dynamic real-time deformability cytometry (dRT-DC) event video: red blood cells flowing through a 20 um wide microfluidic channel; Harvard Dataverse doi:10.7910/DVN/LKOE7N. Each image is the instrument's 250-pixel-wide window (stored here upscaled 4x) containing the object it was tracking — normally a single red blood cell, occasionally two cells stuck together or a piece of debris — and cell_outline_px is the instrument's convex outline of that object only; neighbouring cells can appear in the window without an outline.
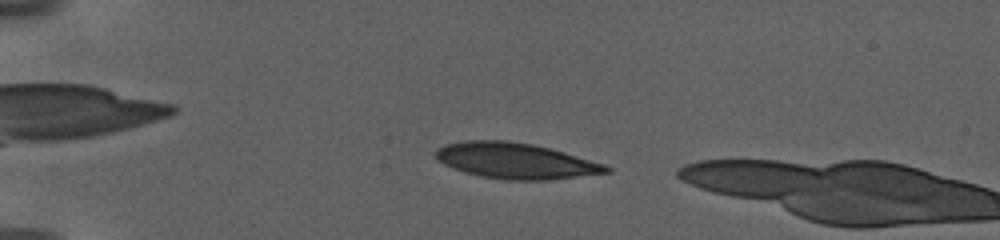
{"species": "human", "species_latin": "Homo sapiens", "temperature_condition": "warm", "stored_images_in_passage": 11, "camera_frame_rate_fps": 3000, "um_per_image_px": 0.085, "donor": {"sex": "female"}, "frame": {"image": 1, "passage_image": 8, "time_ms": 1.667, "image_size_px": [1000, 240], "cell_outline_px": [[612, 172], [548, 180], [508, 180], [480, 176], [464, 172], [444, 164], [436, 156], [436, 152], [444, 144], [468, 140], [508, 140], [532, 144], [564, 152], [604, 164], [612, 168]], "centroid_in_image_um": [43.85, 13.67], "position_along_channel_um": 41.2, "area_um2": 35.32}}